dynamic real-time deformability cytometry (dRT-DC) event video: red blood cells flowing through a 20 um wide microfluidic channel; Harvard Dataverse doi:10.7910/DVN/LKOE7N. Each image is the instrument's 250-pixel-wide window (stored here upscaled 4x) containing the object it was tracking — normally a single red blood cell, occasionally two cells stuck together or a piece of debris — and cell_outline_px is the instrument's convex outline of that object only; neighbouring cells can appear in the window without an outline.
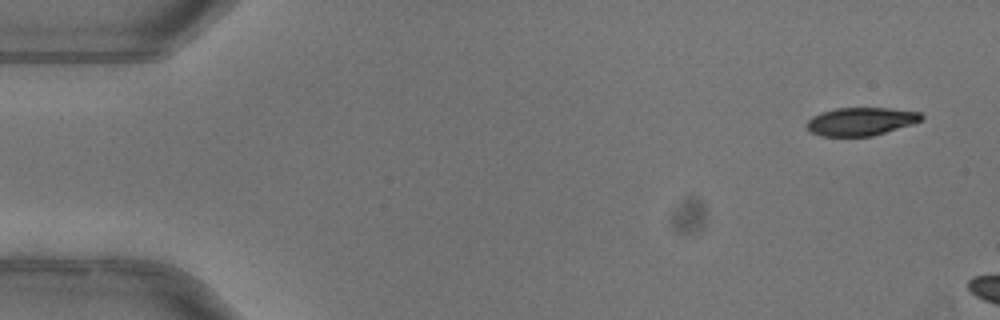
{"species": "common noctule bat (a hibernating species)", "species_latin": "Nyctalus noctula", "temperature_condition": "warm", "stored_images_in_passage": 6, "camera_frame_rate_fps": 3000, "um_per_image_px": 0.085, "animal": {"sex": "female"}, "frame": {"image": 1, "passage_image": 1, "time_ms": 0.0, "image_size_px": [1000, 320], "cell_outline_px": [[924, 120], [912, 124], [872, 136], [820, 136], [812, 132], [804, 124], [812, 116], [820, 112], [836, 108], [888, 108], [920, 112], [924, 116]], "centroid_in_image_um": [73.17, 10.32], "position_along_channel_um": 11.8, "area_um2": 18.84}}